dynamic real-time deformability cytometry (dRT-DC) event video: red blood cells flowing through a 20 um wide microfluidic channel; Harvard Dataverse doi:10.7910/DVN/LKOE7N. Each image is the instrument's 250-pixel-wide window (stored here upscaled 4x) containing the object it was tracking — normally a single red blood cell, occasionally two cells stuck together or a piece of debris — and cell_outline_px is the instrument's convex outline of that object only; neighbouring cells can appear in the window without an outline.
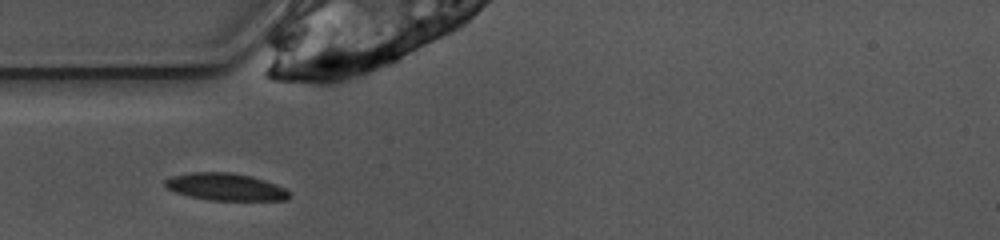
{"species": "common noctule bat (a hibernating species)", "species_latin": "Nyctalus noctula", "temperature_condition": "warm", "stored_images_in_passage": 25, "camera_frame_rate_fps": 3000, "um_per_image_px": 0.085, "animal": {"sex": "female", "body_mass_g": 10.0, "forearm_length_mm": 53.1}, "frame": {"image": 1, "passage_image": 1, "time_ms": 0.0, "image_size_px": [1000, 240], "cell_outline_px": [[292, 196], [288, 200], [208, 200], [188, 196], [164, 188], [164, 180], [172, 176], [192, 172], [232, 172], [252, 176], [276, 184], [284, 188]], "centroid_in_image_um": [19.15, 15.88], "position_along_channel_um": 65.8, "area_um2": 19.88}}
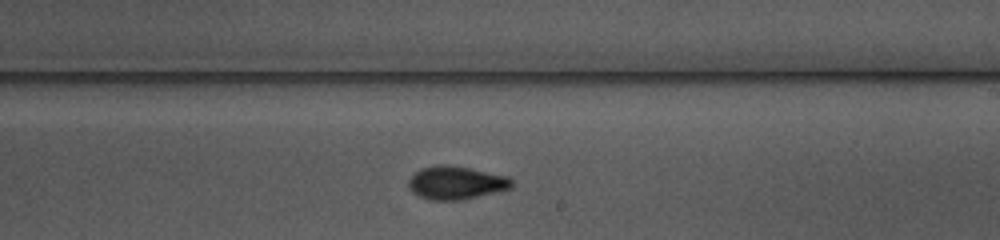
{"frame": {"image": 2, "passage_image": 15, "time_ms": 4.667, "image_size_px": [1000, 240], "cell_outline_px": [[512, 188], [464, 200], [432, 200], [420, 196], [412, 192], [408, 184], [408, 180], [420, 168], [436, 164], [444, 164], [468, 168], [508, 176], [512, 180]], "centroid_in_image_um": [38.76, 15.53], "position_along_channel_um": 250.2, "area_um2": 19.94}}
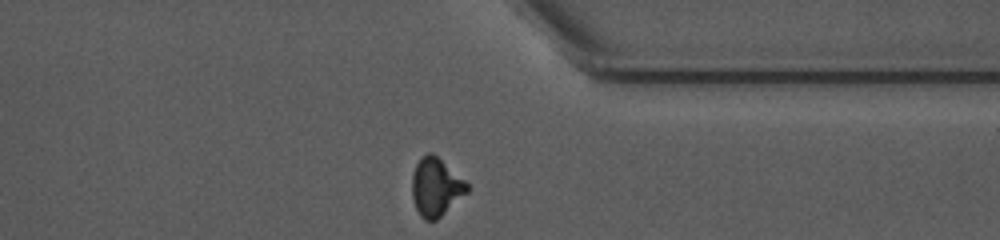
{"frame": {"image": 3, "passage_image": 25, "time_ms": 8.0, "image_size_px": [1000, 240], "cell_outline_px": [[468, 192], [436, 220], [424, 220], [420, 216], [416, 208], [412, 196], [412, 176], [416, 164], [420, 156], [428, 152], [432, 152], [464, 180], [468, 184]], "centroid_in_image_um": [37.03, 15.89], "position_along_channel_um": 374.4, "area_um2": 18.5}, "authors_computed_cell_mechanics": {"area_um2": 19.4786, "velocity_mm_per_s": 3.9214, "shape_relaxation_time_tau1_ms": 4.1928, "shape_relaxation_time_tau2_ms": 1.7079, "deformation_change_tau1": 0.1472, "deformation_change_tau2": 0.0669}}